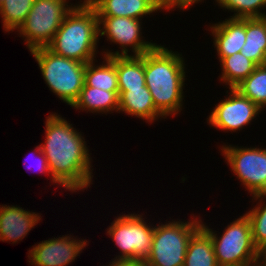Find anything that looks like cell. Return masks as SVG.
<instances>
[{"mask_svg":"<svg viewBox=\"0 0 266 266\" xmlns=\"http://www.w3.org/2000/svg\"><path fill=\"white\" fill-rule=\"evenodd\" d=\"M45 134L40 147L47 158L52 182L72 193L90 187L91 157L82 134L56 113L47 116Z\"/></svg>","mask_w":266,"mask_h":266,"instance_id":"1","label":"cell"},{"mask_svg":"<svg viewBox=\"0 0 266 266\" xmlns=\"http://www.w3.org/2000/svg\"><path fill=\"white\" fill-rule=\"evenodd\" d=\"M181 56L161 44L144 53L146 86L155 108L166 118L182 110L186 73Z\"/></svg>","mask_w":266,"mask_h":266,"instance_id":"2","label":"cell"},{"mask_svg":"<svg viewBox=\"0 0 266 266\" xmlns=\"http://www.w3.org/2000/svg\"><path fill=\"white\" fill-rule=\"evenodd\" d=\"M97 42L99 20L96 10L72 8L47 48L56 55L89 63L95 60Z\"/></svg>","mask_w":266,"mask_h":266,"instance_id":"3","label":"cell"},{"mask_svg":"<svg viewBox=\"0 0 266 266\" xmlns=\"http://www.w3.org/2000/svg\"><path fill=\"white\" fill-rule=\"evenodd\" d=\"M30 52L37 61L49 90L72 106L84 86L86 63L56 55L47 47Z\"/></svg>","mask_w":266,"mask_h":266,"instance_id":"4","label":"cell"},{"mask_svg":"<svg viewBox=\"0 0 266 266\" xmlns=\"http://www.w3.org/2000/svg\"><path fill=\"white\" fill-rule=\"evenodd\" d=\"M211 237L218 266H258L259 250L254 246L250 221L246 214L228 225L221 237L201 226Z\"/></svg>","mask_w":266,"mask_h":266,"instance_id":"5","label":"cell"},{"mask_svg":"<svg viewBox=\"0 0 266 266\" xmlns=\"http://www.w3.org/2000/svg\"><path fill=\"white\" fill-rule=\"evenodd\" d=\"M192 219L154 226L152 249L144 266H183L188 243L202 226L201 219Z\"/></svg>","mask_w":266,"mask_h":266,"instance_id":"6","label":"cell"},{"mask_svg":"<svg viewBox=\"0 0 266 266\" xmlns=\"http://www.w3.org/2000/svg\"><path fill=\"white\" fill-rule=\"evenodd\" d=\"M72 5L65 0H34L27 18L17 29L18 34L26 38L24 41L30 51L52 42Z\"/></svg>","mask_w":266,"mask_h":266,"instance_id":"7","label":"cell"},{"mask_svg":"<svg viewBox=\"0 0 266 266\" xmlns=\"http://www.w3.org/2000/svg\"><path fill=\"white\" fill-rule=\"evenodd\" d=\"M143 219L140 214H124L116 217L107 228V234L121 250L115 259L138 260L142 263L147 260L152 249L154 227Z\"/></svg>","mask_w":266,"mask_h":266,"instance_id":"8","label":"cell"},{"mask_svg":"<svg viewBox=\"0 0 266 266\" xmlns=\"http://www.w3.org/2000/svg\"><path fill=\"white\" fill-rule=\"evenodd\" d=\"M223 145L226 163L250 195L266 194V148Z\"/></svg>","mask_w":266,"mask_h":266,"instance_id":"9","label":"cell"},{"mask_svg":"<svg viewBox=\"0 0 266 266\" xmlns=\"http://www.w3.org/2000/svg\"><path fill=\"white\" fill-rule=\"evenodd\" d=\"M98 20L99 36L106 35L107 40L119 44L122 48L121 52L107 50L104 54L106 57L129 56L128 49L130 47L134 53L133 56H141L157 45L141 38L142 22L139 19L130 17H98Z\"/></svg>","mask_w":266,"mask_h":266,"instance_id":"10","label":"cell"},{"mask_svg":"<svg viewBox=\"0 0 266 266\" xmlns=\"http://www.w3.org/2000/svg\"><path fill=\"white\" fill-rule=\"evenodd\" d=\"M229 89L230 95L215 105L207 118V123L223 131L236 132L256 118L262 109L236 89Z\"/></svg>","mask_w":266,"mask_h":266,"instance_id":"11","label":"cell"},{"mask_svg":"<svg viewBox=\"0 0 266 266\" xmlns=\"http://www.w3.org/2000/svg\"><path fill=\"white\" fill-rule=\"evenodd\" d=\"M87 246V240H79L71 235L44 240L29 250L28 258L35 266H67Z\"/></svg>","mask_w":266,"mask_h":266,"instance_id":"12","label":"cell"},{"mask_svg":"<svg viewBox=\"0 0 266 266\" xmlns=\"http://www.w3.org/2000/svg\"><path fill=\"white\" fill-rule=\"evenodd\" d=\"M0 241L22 240L41 220L39 213L18 206L0 205Z\"/></svg>","mask_w":266,"mask_h":266,"instance_id":"13","label":"cell"},{"mask_svg":"<svg viewBox=\"0 0 266 266\" xmlns=\"http://www.w3.org/2000/svg\"><path fill=\"white\" fill-rule=\"evenodd\" d=\"M214 48L219 62L224 58L240 52L246 41V18H229L213 24Z\"/></svg>","mask_w":266,"mask_h":266,"instance_id":"14","label":"cell"},{"mask_svg":"<svg viewBox=\"0 0 266 266\" xmlns=\"http://www.w3.org/2000/svg\"><path fill=\"white\" fill-rule=\"evenodd\" d=\"M94 9L98 17H130L141 19L143 16L163 10L162 0H99Z\"/></svg>","mask_w":266,"mask_h":266,"instance_id":"15","label":"cell"},{"mask_svg":"<svg viewBox=\"0 0 266 266\" xmlns=\"http://www.w3.org/2000/svg\"><path fill=\"white\" fill-rule=\"evenodd\" d=\"M119 113L135 116L152 123L165 118L156 108L147 86L135 89H119Z\"/></svg>","mask_w":266,"mask_h":266,"instance_id":"16","label":"cell"},{"mask_svg":"<svg viewBox=\"0 0 266 266\" xmlns=\"http://www.w3.org/2000/svg\"><path fill=\"white\" fill-rule=\"evenodd\" d=\"M82 111L98 113H108L119 109V92H109L106 90L93 88L84 84L79 97L71 106Z\"/></svg>","mask_w":266,"mask_h":266,"instance_id":"17","label":"cell"},{"mask_svg":"<svg viewBox=\"0 0 266 266\" xmlns=\"http://www.w3.org/2000/svg\"><path fill=\"white\" fill-rule=\"evenodd\" d=\"M240 53L257 65L266 64V17L246 18V41Z\"/></svg>","mask_w":266,"mask_h":266,"instance_id":"18","label":"cell"},{"mask_svg":"<svg viewBox=\"0 0 266 266\" xmlns=\"http://www.w3.org/2000/svg\"><path fill=\"white\" fill-rule=\"evenodd\" d=\"M102 65H95L94 61L86 63L84 84L89 87L119 92L116 72V56L106 57ZM104 63V64H103Z\"/></svg>","mask_w":266,"mask_h":266,"instance_id":"19","label":"cell"},{"mask_svg":"<svg viewBox=\"0 0 266 266\" xmlns=\"http://www.w3.org/2000/svg\"><path fill=\"white\" fill-rule=\"evenodd\" d=\"M183 266H218L210 235L200 227L191 237Z\"/></svg>","mask_w":266,"mask_h":266,"instance_id":"20","label":"cell"},{"mask_svg":"<svg viewBox=\"0 0 266 266\" xmlns=\"http://www.w3.org/2000/svg\"><path fill=\"white\" fill-rule=\"evenodd\" d=\"M116 72L119 89L144 87V54L141 56H116Z\"/></svg>","mask_w":266,"mask_h":266,"instance_id":"21","label":"cell"},{"mask_svg":"<svg viewBox=\"0 0 266 266\" xmlns=\"http://www.w3.org/2000/svg\"><path fill=\"white\" fill-rule=\"evenodd\" d=\"M223 72L220 81H223L229 88H234L242 80L247 78L258 66L252 60L246 58L240 52L224 57L221 61Z\"/></svg>","mask_w":266,"mask_h":266,"instance_id":"22","label":"cell"},{"mask_svg":"<svg viewBox=\"0 0 266 266\" xmlns=\"http://www.w3.org/2000/svg\"><path fill=\"white\" fill-rule=\"evenodd\" d=\"M241 95L250 99L260 109L266 107V64L256 69L237 86L234 87Z\"/></svg>","mask_w":266,"mask_h":266,"instance_id":"23","label":"cell"},{"mask_svg":"<svg viewBox=\"0 0 266 266\" xmlns=\"http://www.w3.org/2000/svg\"><path fill=\"white\" fill-rule=\"evenodd\" d=\"M34 0H0L3 29L8 33L17 30L25 21Z\"/></svg>","mask_w":266,"mask_h":266,"instance_id":"24","label":"cell"},{"mask_svg":"<svg viewBox=\"0 0 266 266\" xmlns=\"http://www.w3.org/2000/svg\"><path fill=\"white\" fill-rule=\"evenodd\" d=\"M254 200L259 204L254 207L252 210L246 213L252 232V239L254 246L260 250L262 247L266 245V204L261 203L263 198L266 199V194H260L253 196Z\"/></svg>","mask_w":266,"mask_h":266,"instance_id":"25","label":"cell"},{"mask_svg":"<svg viewBox=\"0 0 266 266\" xmlns=\"http://www.w3.org/2000/svg\"><path fill=\"white\" fill-rule=\"evenodd\" d=\"M221 8L234 12L230 18H263L266 13V0H216ZM236 12V13H235Z\"/></svg>","mask_w":266,"mask_h":266,"instance_id":"26","label":"cell"},{"mask_svg":"<svg viewBox=\"0 0 266 266\" xmlns=\"http://www.w3.org/2000/svg\"><path fill=\"white\" fill-rule=\"evenodd\" d=\"M36 149H33L34 150V152H36V153H34V152H31V156L33 155V156H35V154H37L38 153V157H39V159L38 160H36L35 162V164H36V166L35 167H37V169L36 170H38L40 173H48V174H50V171H49V167H48V162H47V158L45 157V155H44V153L41 151V147H40V145H38V146H36L35 147ZM30 157V156H29ZM37 156H35L34 158H36ZM25 162V161H24ZM38 163V164H37ZM25 165H26V162H25ZM27 166L28 165H26L25 167L27 168ZM29 168H31V166L29 165V167L27 168V169H29ZM32 169V168H31Z\"/></svg>","mask_w":266,"mask_h":266,"instance_id":"27","label":"cell"},{"mask_svg":"<svg viewBox=\"0 0 266 266\" xmlns=\"http://www.w3.org/2000/svg\"><path fill=\"white\" fill-rule=\"evenodd\" d=\"M202 0H162V5H163V9L169 11V9H175V8H179V9H188L190 6H192L195 3H199Z\"/></svg>","mask_w":266,"mask_h":266,"instance_id":"28","label":"cell"},{"mask_svg":"<svg viewBox=\"0 0 266 266\" xmlns=\"http://www.w3.org/2000/svg\"><path fill=\"white\" fill-rule=\"evenodd\" d=\"M108 266H144L138 260L113 259Z\"/></svg>","mask_w":266,"mask_h":266,"instance_id":"29","label":"cell"},{"mask_svg":"<svg viewBox=\"0 0 266 266\" xmlns=\"http://www.w3.org/2000/svg\"><path fill=\"white\" fill-rule=\"evenodd\" d=\"M67 2V0H65ZM99 0H84L83 3L75 4L73 8H94Z\"/></svg>","mask_w":266,"mask_h":266,"instance_id":"30","label":"cell"},{"mask_svg":"<svg viewBox=\"0 0 266 266\" xmlns=\"http://www.w3.org/2000/svg\"><path fill=\"white\" fill-rule=\"evenodd\" d=\"M258 266H266V245L259 250Z\"/></svg>","mask_w":266,"mask_h":266,"instance_id":"31","label":"cell"}]
</instances>
